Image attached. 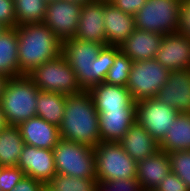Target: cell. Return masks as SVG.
Here are the masks:
<instances>
[{
	"label": "cell",
	"instance_id": "obj_11",
	"mask_svg": "<svg viewBox=\"0 0 190 191\" xmlns=\"http://www.w3.org/2000/svg\"><path fill=\"white\" fill-rule=\"evenodd\" d=\"M82 5L68 0L49 1L43 23L63 42L75 38Z\"/></svg>",
	"mask_w": 190,
	"mask_h": 191
},
{
	"label": "cell",
	"instance_id": "obj_27",
	"mask_svg": "<svg viewBox=\"0 0 190 191\" xmlns=\"http://www.w3.org/2000/svg\"><path fill=\"white\" fill-rule=\"evenodd\" d=\"M47 4L45 0H14L17 26L43 23Z\"/></svg>",
	"mask_w": 190,
	"mask_h": 191
},
{
	"label": "cell",
	"instance_id": "obj_21",
	"mask_svg": "<svg viewBox=\"0 0 190 191\" xmlns=\"http://www.w3.org/2000/svg\"><path fill=\"white\" fill-rule=\"evenodd\" d=\"M171 171L170 159L167 152L158 150L137 162V180L142 189H156Z\"/></svg>",
	"mask_w": 190,
	"mask_h": 191
},
{
	"label": "cell",
	"instance_id": "obj_12",
	"mask_svg": "<svg viewBox=\"0 0 190 191\" xmlns=\"http://www.w3.org/2000/svg\"><path fill=\"white\" fill-rule=\"evenodd\" d=\"M17 166L25 173L47 185L57 174L53 151L24 145Z\"/></svg>",
	"mask_w": 190,
	"mask_h": 191
},
{
	"label": "cell",
	"instance_id": "obj_4",
	"mask_svg": "<svg viewBox=\"0 0 190 191\" xmlns=\"http://www.w3.org/2000/svg\"><path fill=\"white\" fill-rule=\"evenodd\" d=\"M39 88L28 75L10 78L0 100L7 125L20 123L36 117Z\"/></svg>",
	"mask_w": 190,
	"mask_h": 191
},
{
	"label": "cell",
	"instance_id": "obj_42",
	"mask_svg": "<svg viewBox=\"0 0 190 191\" xmlns=\"http://www.w3.org/2000/svg\"><path fill=\"white\" fill-rule=\"evenodd\" d=\"M7 28L5 26H3L2 24H0V35L2 34V32H4Z\"/></svg>",
	"mask_w": 190,
	"mask_h": 191
},
{
	"label": "cell",
	"instance_id": "obj_22",
	"mask_svg": "<svg viewBox=\"0 0 190 191\" xmlns=\"http://www.w3.org/2000/svg\"><path fill=\"white\" fill-rule=\"evenodd\" d=\"M119 143L136 162L152 156L159 150V143L136 121Z\"/></svg>",
	"mask_w": 190,
	"mask_h": 191
},
{
	"label": "cell",
	"instance_id": "obj_38",
	"mask_svg": "<svg viewBox=\"0 0 190 191\" xmlns=\"http://www.w3.org/2000/svg\"><path fill=\"white\" fill-rule=\"evenodd\" d=\"M9 79L7 76L0 74V100Z\"/></svg>",
	"mask_w": 190,
	"mask_h": 191
},
{
	"label": "cell",
	"instance_id": "obj_41",
	"mask_svg": "<svg viewBox=\"0 0 190 191\" xmlns=\"http://www.w3.org/2000/svg\"><path fill=\"white\" fill-rule=\"evenodd\" d=\"M42 191H54V190L50 188L48 185H45Z\"/></svg>",
	"mask_w": 190,
	"mask_h": 191
},
{
	"label": "cell",
	"instance_id": "obj_8",
	"mask_svg": "<svg viewBox=\"0 0 190 191\" xmlns=\"http://www.w3.org/2000/svg\"><path fill=\"white\" fill-rule=\"evenodd\" d=\"M183 0H147L134 15L135 28L162 35L177 33L179 8Z\"/></svg>",
	"mask_w": 190,
	"mask_h": 191
},
{
	"label": "cell",
	"instance_id": "obj_25",
	"mask_svg": "<svg viewBox=\"0 0 190 191\" xmlns=\"http://www.w3.org/2000/svg\"><path fill=\"white\" fill-rule=\"evenodd\" d=\"M65 102V94L39 90L36 116L59 128L64 116Z\"/></svg>",
	"mask_w": 190,
	"mask_h": 191
},
{
	"label": "cell",
	"instance_id": "obj_17",
	"mask_svg": "<svg viewBox=\"0 0 190 191\" xmlns=\"http://www.w3.org/2000/svg\"><path fill=\"white\" fill-rule=\"evenodd\" d=\"M96 111L101 142H119L136 121L135 109Z\"/></svg>",
	"mask_w": 190,
	"mask_h": 191
},
{
	"label": "cell",
	"instance_id": "obj_23",
	"mask_svg": "<svg viewBox=\"0 0 190 191\" xmlns=\"http://www.w3.org/2000/svg\"><path fill=\"white\" fill-rule=\"evenodd\" d=\"M159 150L167 153L190 150V113L177 115L169 131L159 143Z\"/></svg>",
	"mask_w": 190,
	"mask_h": 191
},
{
	"label": "cell",
	"instance_id": "obj_5",
	"mask_svg": "<svg viewBox=\"0 0 190 191\" xmlns=\"http://www.w3.org/2000/svg\"><path fill=\"white\" fill-rule=\"evenodd\" d=\"M52 151L57 174L96 179V160L92 147L61 139Z\"/></svg>",
	"mask_w": 190,
	"mask_h": 191
},
{
	"label": "cell",
	"instance_id": "obj_37",
	"mask_svg": "<svg viewBox=\"0 0 190 191\" xmlns=\"http://www.w3.org/2000/svg\"><path fill=\"white\" fill-rule=\"evenodd\" d=\"M44 186L43 182L24 176L10 191H42Z\"/></svg>",
	"mask_w": 190,
	"mask_h": 191
},
{
	"label": "cell",
	"instance_id": "obj_9",
	"mask_svg": "<svg viewBox=\"0 0 190 191\" xmlns=\"http://www.w3.org/2000/svg\"><path fill=\"white\" fill-rule=\"evenodd\" d=\"M169 73L156 59L134 61L126 87L135 102L154 98L166 84Z\"/></svg>",
	"mask_w": 190,
	"mask_h": 191
},
{
	"label": "cell",
	"instance_id": "obj_29",
	"mask_svg": "<svg viewBox=\"0 0 190 191\" xmlns=\"http://www.w3.org/2000/svg\"><path fill=\"white\" fill-rule=\"evenodd\" d=\"M133 62L134 61L129 56L119 51L115 55V61L108 70L104 82L116 86L126 87Z\"/></svg>",
	"mask_w": 190,
	"mask_h": 191
},
{
	"label": "cell",
	"instance_id": "obj_1",
	"mask_svg": "<svg viewBox=\"0 0 190 191\" xmlns=\"http://www.w3.org/2000/svg\"><path fill=\"white\" fill-rule=\"evenodd\" d=\"M120 51L118 46L71 38L62 42L61 54L75 72L82 90L103 83Z\"/></svg>",
	"mask_w": 190,
	"mask_h": 191
},
{
	"label": "cell",
	"instance_id": "obj_32",
	"mask_svg": "<svg viewBox=\"0 0 190 191\" xmlns=\"http://www.w3.org/2000/svg\"><path fill=\"white\" fill-rule=\"evenodd\" d=\"M25 176L18 166L0 167V189L10 191Z\"/></svg>",
	"mask_w": 190,
	"mask_h": 191
},
{
	"label": "cell",
	"instance_id": "obj_16",
	"mask_svg": "<svg viewBox=\"0 0 190 191\" xmlns=\"http://www.w3.org/2000/svg\"><path fill=\"white\" fill-rule=\"evenodd\" d=\"M103 19L106 45L121 46L136 29L134 16L124 13L108 0H104Z\"/></svg>",
	"mask_w": 190,
	"mask_h": 191
},
{
	"label": "cell",
	"instance_id": "obj_14",
	"mask_svg": "<svg viewBox=\"0 0 190 191\" xmlns=\"http://www.w3.org/2000/svg\"><path fill=\"white\" fill-rule=\"evenodd\" d=\"M155 59L166 69H190V38L178 33L166 34Z\"/></svg>",
	"mask_w": 190,
	"mask_h": 191
},
{
	"label": "cell",
	"instance_id": "obj_26",
	"mask_svg": "<svg viewBox=\"0 0 190 191\" xmlns=\"http://www.w3.org/2000/svg\"><path fill=\"white\" fill-rule=\"evenodd\" d=\"M24 145L18 127L6 125L0 131V167L17 166Z\"/></svg>",
	"mask_w": 190,
	"mask_h": 191
},
{
	"label": "cell",
	"instance_id": "obj_7",
	"mask_svg": "<svg viewBox=\"0 0 190 191\" xmlns=\"http://www.w3.org/2000/svg\"><path fill=\"white\" fill-rule=\"evenodd\" d=\"M28 76L40 91L72 95L82 91L75 72L62 54L37 66Z\"/></svg>",
	"mask_w": 190,
	"mask_h": 191
},
{
	"label": "cell",
	"instance_id": "obj_24",
	"mask_svg": "<svg viewBox=\"0 0 190 191\" xmlns=\"http://www.w3.org/2000/svg\"><path fill=\"white\" fill-rule=\"evenodd\" d=\"M0 74L8 78L19 76L18 35L16 28H7L0 35Z\"/></svg>",
	"mask_w": 190,
	"mask_h": 191
},
{
	"label": "cell",
	"instance_id": "obj_20",
	"mask_svg": "<svg viewBox=\"0 0 190 191\" xmlns=\"http://www.w3.org/2000/svg\"><path fill=\"white\" fill-rule=\"evenodd\" d=\"M163 36L160 33L135 29L119 48L133 61L155 59Z\"/></svg>",
	"mask_w": 190,
	"mask_h": 191
},
{
	"label": "cell",
	"instance_id": "obj_3",
	"mask_svg": "<svg viewBox=\"0 0 190 191\" xmlns=\"http://www.w3.org/2000/svg\"><path fill=\"white\" fill-rule=\"evenodd\" d=\"M18 35L19 76L61 54L62 41L44 23L16 27Z\"/></svg>",
	"mask_w": 190,
	"mask_h": 191
},
{
	"label": "cell",
	"instance_id": "obj_10",
	"mask_svg": "<svg viewBox=\"0 0 190 191\" xmlns=\"http://www.w3.org/2000/svg\"><path fill=\"white\" fill-rule=\"evenodd\" d=\"M135 114L136 122L160 143L179 113L154 97L135 102Z\"/></svg>",
	"mask_w": 190,
	"mask_h": 191
},
{
	"label": "cell",
	"instance_id": "obj_40",
	"mask_svg": "<svg viewBox=\"0 0 190 191\" xmlns=\"http://www.w3.org/2000/svg\"><path fill=\"white\" fill-rule=\"evenodd\" d=\"M68 1L73 2V3H77L79 5H85V4L91 3L95 0H68Z\"/></svg>",
	"mask_w": 190,
	"mask_h": 191
},
{
	"label": "cell",
	"instance_id": "obj_36",
	"mask_svg": "<svg viewBox=\"0 0 190 191\" xmlns=\"http://www.w3.org/2000/svg\"><path fill=\"white\" fill-rule=\"evenodd\" d=\"M115 7L124 13L135 15L145 4L147 0H108Z\"/></svg>",
	"mask_w": 190,
	"mask_h": 191
},
{
	"label": "cell",
	"instance_id": "obj_35",
	"mask_svg": "<svg viewBox=\"0 0 190 191\" xmlns=\"http://www.w3.org/2000/svg\"><path fill=\"white\" fill-rule=\"evenodd\" d=\"M156 191H190L185 182L173 172H169L166 178L161 182Z\"/></svg>",
	"mask_w": 190,
	"mask_h": 191
},
{
	"label": "cell",
	"instance_id": "obj_18",
	"mask_svg": "<svg viewBox=\"0 0 190 191\" xmlns=\"http://www.w3.org/2000/svg\"><path fill=\"white\" fill-rule=\"evenodd\" d=\"M26 145L52 150L61 140L59 128L40 117H33L18 126Z\"/></svg>",
	"mask_w": 190,
	"mask_h": 191
},
{
	"label": "cell",
	"instance_id": "obj_39",
	"mask_svg": "<svg viewBox=\"0 0 190 191\" xmlns=\"http://www.w3.org/2000/svg\"><path fill=\"white\" fill-rule=\"evenodd\" d=\"M6 121H5V118H4V113L1 109V106H0V131L6 126Z\"/></svg>",
	"mask_w": 190,
	"mask_h": 191
},
{
	"label": "cell",
	"instance_id": "obj_15",
	"mask_svg": "<svg viewBox=\"0 0 190 191\" xmlns=\"http://www.w3.org/2000/svg\"><path fill=\"white\" fill-rule=\"evenodd\" d=\"M103 16L104 0L82 5L75 38L106 45Z\"/></svg>",
	"mask_w": 190,
	"mask_h": 191
},
{
	"label": "cell",
	"instance_id": "obj_19",
	"mask_svg": "<svg viewBox=\"0 0 190 191\" xmlns=\"http://www.w3.org/2000/svg\"><path fill=\"white\" fill-rule=\"evenodd\" d=\"M96 110L135 109V101L127 87L99 83L89 90Z\"/></svg>",
	"mask_w": 190,
	"mask_h": 191
},
{
	"label": "cell",
	"instance_id": "obj_2",
	"mask_svg": "<svg viewBox=\"0 0 190 191\" xmlns=\"http://www.w3.org/2000/svg\"><path fill=\"white\" fill-rule=\"evenodd\" d=\"M98 122V112L88 90L66 95L59 126L61 139L94 148L101 142Z\"/></svg>",
	"mask_w": 190,
	"mask_h": 191
},
{
	"label": "cell",
	"instance_id": "obj_13",
	"mask_svg": "<svg viewBox=\"0 0 190 191\" xmlns=\"http://www.w3.org/2000/svg\"><path fill=\"white\" fill-rule=\"evenodd\" d=\"M155 98L178 113H190V69L171 70Z\"/></svg>",
	"mask_w": 190,
	"mask_h": 191
},
{
	"label": "cell",
	"instance_id": "obj_43",
	"mask_svg": "<svg viewBox=\"0 0 190 191\" xmlns=\"http://www.w3.org/2000/svg\"><path fill=\"white\" fill-rule=\"evenodd\" d=\"M143 191H156L155 189H145Z\"/></svg>",
	"mask_w": 190,
	"mask_h": 191
},
{
	"label": "cell",
	"instance_id": "obj_6",
	"mask_svg": "<svg viewBox=\"0 0 190 191\" xmlns=\"http://www.w3.org/2000/svg\"><path fill=\"white\" fill-rule=\"evenodd\" d=\"M93 149L97 181L136 178L137 162L119 142H99Z\"/></svg>",
	"mask_w": 190,
	"mask_h": 191
},
{
	"label": "cell",
	"instance_id": "obj_33",
	"mask_svg": "<svg viewBox=\"0 0 190 191\" xmlns=\"http://www.w3.org/2000/svg\"><path fill=\"white\" fill-rule=\"evenodd\" d=\"M0 24L6 28H16L14 0H0Z\"/></svg>",
	"mask_w": 190,
	"mask_h": 191
},
{
	"label": "cell",
	"instance_id": "obj_28",
	"mask_svg": "<svg viewBox=\"0 0 190 191\" xmlns=\"http://www.w3.org/2000/svg\"><path fill=\"white\" fill-rule=\"evenodd\" d=\"M47 185L54 191H96L97 179L56 174Z\"/></svg>",
	"mask_w": 190,
	"mask_h": 191
},
{
	"label": "cell",
	"instance_id": "obj_34",
	"mask_svg": "<svg viewBox=\"0 0 190 191\" xmlns=\"http://www.w3.org/2000/svg\"><path fill=\"white\" fill-rule=\"evenodd\" d=\"M177 33L190 38V1L183 0L179 8Z\"/></svg>",
	"mask_w": 190,
	"mask_h": 191
},
{
	"label": "cell",
	"instance_id": "obj_30",
	"mask_svg": "<svg viewBox=\"0 0 190 191\" xmlns=\"http://www.w3.org/2000/svg\"><path fill=\"white\" fill-rule=\"evenodd\" d=\"M171 172L179 176L190 190V150L168 153Z\"/></svg>",
	"mask_w": 190,
	"mask_h": 191
},
{
	"label": "cell",
	"instance_id": "obj_31",
	"mask_svg": "<svg viewBox=\"0 0 190 191\" xmlns=\"http://www.w3.org/2000/svg\"><path fill=\"white\" fill-rule=\"evenodd\" d=\"M96 191H143L137 178L97 181Z\"/></svg>",
	"mask_w": 190,
	"mask_h": 191
}]
</instances>
